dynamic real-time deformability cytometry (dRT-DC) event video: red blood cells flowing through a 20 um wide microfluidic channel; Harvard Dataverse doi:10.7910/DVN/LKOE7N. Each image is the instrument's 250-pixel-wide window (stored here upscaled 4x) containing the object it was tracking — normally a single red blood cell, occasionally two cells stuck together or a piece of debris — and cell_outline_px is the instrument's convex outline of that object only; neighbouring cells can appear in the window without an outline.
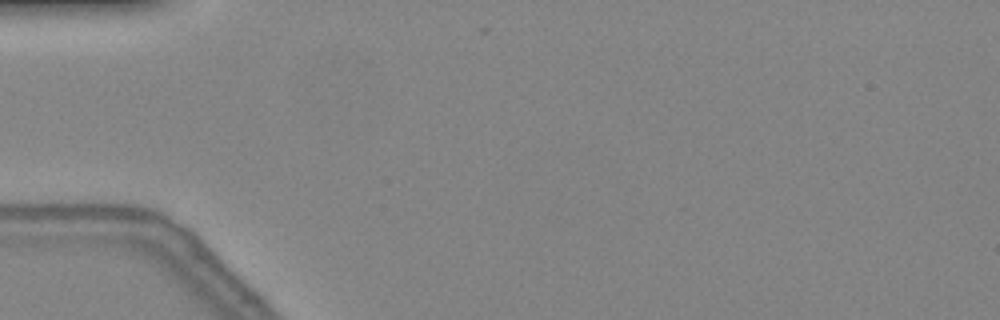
{"species": "common noctule bat (a hibernating species)", "species_latin": "Nyctalus noctula", "temperature_condition": "warm", "stored_images_in_passage": 3, "camera_frame_rate_fps": 3000, "um_per_image_px": 0.085, "animal": {"sex": "female", "body_mass_g": 24.6, "forearm_length_mm": 56.2}, "frame": {"image": 1, "passage_image": 1, "time_ms": 0.0, "image_size_px": [1000, 320], "cell_outline_px": [[188, 280], [88, 240], [92, 236], [148, 236], [172, 252], [188, 272]], "centroid_in_image_um": [12.25, 21.43], "position_along_channel_um": 72.8, "area_um2": 12.89}}